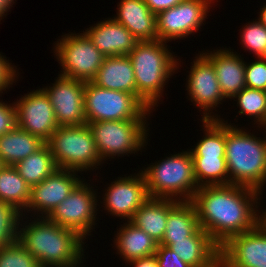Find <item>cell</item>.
I'll return each instance as SVG.
<instances>
[{"mask_svg":"<svg viewBox=\"0 0 266 267\" xmlns=\"http://www.w3.org/2000/svg\"><path fill=\"white\" fill-rule=\"evenodd\" d=\"M160 161L143 169L144 171H139L145 178L148 195L152 198L191 201L200 186L195 178L190 150L171 155Z\"/></svg>","mask_w":266,"mask_h":267,"instance_id":"5","label":"cell"},{"mask_svg":"<svg viewBox=\"0 0 266 267\" xmlns=\"http://www.w3.org/2000/svg\"><path fill=\"white\" fill-rule=\"evenodd\" d=\"M225 49V50H224ZM218 49L215 52L203 53L213 64L222 94L226 98H233L246 87L245 61L231 49ZM242 58V59H240Z\"/></svg>","mask_w":266,"mask_h":267,"instance_id":"20","label":"cell"},{"mask_svg":"<svg viewBox=\"0 0 266 267\" xmlns=\"http://www.w3.org/2000/svg\"><path fill=\"white\" fill-rule=\"evenodd\" d=\"M0 267H41L19 243L0 248Z\"/></svg>","mask_w":266,"mask_h":267,"instance_id":"34","label":"cell"},{"mask_svg":"<svg viewBox=\"0 0 266 267\" xmlns=\"http://www.w3.org/2000/svg\"><path fill=\"white\" fill-rule=\"evenodd\" d=\"M33 219L28 225L20 224L23 227L19 226L18 242L41 267H79L83 263L85 238L47 217Z\"/></svg>","mask_w":266,"mask_h":267,"instance_id":"2","label":"cell"},{"mask_svg":"<svg viewBox=\"0 0 266 267\" xmlns=\"http://www.w3.org/2000/svg\"><path fill=\"white\" fill-rule=\"evenodd\" d=\"M84 33L105 57L128 55L139 42L113 18L94 24Z\"/></svg>","mask_w":266,"mask_h":267,"instance_id":"19","label":"cell"},{"mask_svg":"<svg viewBox=\"0 0 266 267\" xmlns=\"http://www.w3.org/2000/svg\"><path fill=\"white\" fill-rule=\"evenodd\" d=\"M166 43L161 40L141 41L128 54L134 70L137 97L150 110L159 103L164 85L179 68L177 56L172 55Z\"/></svg>","mask_w":266,"mask_h":267,"instance_id":"4","label":"cell"},{"mask_svg":"<svg viewBox=\"0 0 266 267\" xmlns=\"http://www.w3.org/2000/svg\"><path fill=\"white\" fill-rule=\"evenodd\" d=\"M15 1L14 0H0V20L3 18V16L6 15L5 13L9 11L8 9L11 8V6L14 4Z\"/></svg>","mask_w":266,"mask_h":267,"instance_id":"41","label":"cell"},{"mask_svg":"<svg viewBox=\"0 0 266 267\" xmlns=\"http://www.w3.org/2000/svg\"><path fill=\"white\" fill-rule=\"evenodd\" d=\"M63 36L54 47L56 58L63 68L59 75L91 82L97 75L105 56L84 31L78 35L71 33Z\"/></svg>","mask_w":266,"mask_h":267,"instance_id":"9","label":"cell"},{"mask_svg":"<svg viewBox=\"0 0 266 267\" xmlns=\"http://www.w3.org/2000/svg\"><path fill=\"white\" fill-rule=\"evenodd\" d=\"M159 244L169 247L191 267H220V246L201 228L188 240Z\"/></svg>","mask_w":266,"mask_h":267,"instance_id":"18","label":"cell"},{"mask_svg":"<svg viewBox=\"0 0 266 267\" xmlns=\"http://www.w3.org/2000/svg\"><path fill=\"white\" fill-rule=\"evenodd\" d=\"M222 121L225 123V158L230 184L262 193L266 184V137L261 139Z\"/></svg>","mask_w":266,"mask_h":267,"instance_id":"3","label":"cell"},{"mask_svg":"<svg viewBox=\"0 0 266 267\" xmlns=\"http://www.w3.org/2000/svg\"><path fill=\"white\" fill-rule=\"evenodd\" d=\"M46 143L58 169L82 172L104 163L87 124L58 126Z\"/></svg>","mask_w":266,"mask_h":267,"instance_id":"6","label":"cell"},{"mask_svg":"<svg viewBox=\"0 0 266 267\" xmlns=\"http://www.w3.org/2000/svg\"><path fill=\"white\" fill-rule=\"evenodd\" d=\"M52 85L42 90L53 106L58 126L86 125L85 82L59 75Z\"/></svg>","mask_w":266,"mask_h":267,"instance_id":"13","label":"cell"},{"mask_svg":"<svg viewBox=\"0 0 266 267\" xmlns=\"http://www.w3.org/2000/svg\"><path fill=\"white\" fill-rule=\"evenodd\" d=\"M261 127L265 128V130H266V121L261 125ZM265 130H264V132H266ZM265 134H266V133H265ZM265 137H266V136H265Z\"/></svg>","mask_w":266,"mask_h":267,"instance_id":"44","label":"cell"},{"mask_svg":"<svg viewBox=\"0 0 266 267\" xmlns=\"http://www.w3.org/2000/svg\"><path fill=\"white\" fill-rule=\"evenodd\" d=\"M220 267H266V226L230 237L220 246Z\"/></svg>","mask_w":266,"mask_h":267,"instance_id":"12","label":"cell"},{"mask_svg":"<svg viewBox=\"0 0 266 267\" xmlns=\"http://www.w3.org/2000/svg\"><path fill=\"white\" fill-rule=\"evenodd\" d=\"M146 120H108L87 123L101 160L135 154L146 146ZM147 129V130H146Z\"/></svg>","mask_w":266,"mask_h":267,"instance_id":"8","label":"cell"},{"mask_svg":"<svg viewBox=\"0 0 266 267\" xmlns=\"http://www.w3.org/2000/svg\"><path fill=\"white\" fill-rule=\"evenodd\" d=\"M75 173L78 174L75 170L57 169L39 184L32 186L24 212H39V217H47L82 181Z\"/></svg>","mask_w":266,"mask_h":267,"instance_id":"16","label":"cell"},{"mask_svg":"<svg viewBox=\"0 0 266 267\" xmlns=\"http://www.w3.org/2000/svg\"><path fill=\"white\" fill-rule=\"evenodd\" d=\"M259 60L245 63L246 87L266 91V57H259Z\"/></svg>","mask_w":266,"mask_h":267,"instance_id":"35","label":"cell"},{"mask_svg":"<svg viewBox=\"0 0 266 267\" xmlns=\"http://www.w3.org/2000/svg\"><path fill=\"white\" fill-rule=\"evenodd\" d=\"M200 228L197 212L190 201H179L170 211L160 243L188 240Z\"/></svg>","mask_w":266,"mask_h":267,"instance_id":"26","label":"cell"},{"mask_svg":"<svg viewBox=\"0 0 266 267\" xmlns=\"http://www.w3.org/2000/svg\"><path fill=\"white\" fill-rule=\"evenodd\" d=\"M87 123L110 120H146L151 110L135 95L109 90L92 81L84 85Z\"/></svg>","mask_w":266,"mask_h":267,"instance_id":"7","label":"cell"},{"mask_svg":"<svg viewBox=\"0 0 266 267\" xmlns=\"http://www.w3.org/2000/svg\"><path fill=\"white\" fill-rule=\"evenodd\" d=\"M92 82L102 88L137 96L134 70L128 55L105 57Z\"/></svg>","mask_w":266,"mask_h":267,"instance_id":"22","label":"cell"},{"mask_svg":"<svg viewBox=\"0 0 266 267\" xmlns=\"http://www.w3.org/2000/svg\"><path fill=\"white\" fill-rule=\"evenodd\" d=\"M258 21L266 28V5L260 10Z\"/></svg>","mask_w":266,"mask_h":267,"instance_id":"42","label":"cell"},{"mask_svg":"<svg viewBox=\"0 0 266 267\" xmlns=\"http://www.w3.org/2000/svg\"><path fill=\"white\" fill-rule=\"evenodd\" d=\"M181 1L182 0H144L145 4L155 15L176 6Z\"/></svg>","mask_w":266,"mask_h":267,"instance_id":"39","label":"cell"},{"mask_svg":"<svg viewBox=\"0 0 266 267\" xmlns=\"http://www.w3.org/2000/svg\"><path fill=\"white\" fill-rule=\"evenodd\" d=\"M114 20L122 24L139 41L158 40L156 15L144 0H121Z\"/></svg>","mask_w":266,"mask_h":267,"instance_id":"21","label":"cell"},{"mask_svg":"<svg viewBox=\"0 0 266 267\" xmlns=\"http://www.w3.org/2000/svg\"><path fill=\"white\" fill-rule=\"evenodd\" d=\"M213 0H182L176 6L156 15L158 40L169 42L186 38L199 30Z\"/></svg>","mask_w":266,"mask_h":267,"instance_id":"11","label":"cell"},{"mask_svg":"<svg viewBox=\"0 0 266 267\" xmlns=\"http://www.w3.org/2000/svg\"><path fill=\"white\" fill-rule=\"evenodd\" d=\"M3 166L2 162H1V159H0V168Z\"/></svg>","mask_w":266,"mask_h":267,"instance_id":"45","label":"cell"},{"mask_svg":"<svg viewBox=\"0 0 266 267\" xmlns=\"http://www.w3.org/2000/svg\"><path fill=\"white\" fill-rule=\"evenodd\" d=\"M17 126L15 105L0 101V136L10 132Z\"/></svg>","mask_w":266,"mask_h":267,"instance_id":"37","label":"cell"},{"mask_svg":"<svg viewBox=\"0 0 266 267\" xmlns=\"http://www.w3.org/2000/svg\"><path fill=\"white\" fill-rule=\"evenodd\" d=\"M197 55L189 72L186 90L193 104L200 110L202 108V120L220 119L217 115L212 116L210 112L211 109L222 104L220 101L225 98L221 92L216 71L213 64L202 53Z\"/></svg>","mask_w":266,"mask_h":267,"instance_id":"15","label":"cell"},{"mask_svg":"<svg viewBox=\"0 0 266 267\" xmlns=\"http://www.w3.org/2000/svg\"><path fill=\"white\" fill-rule=\"evenodd\" d=\"M241 33V43L245 50L254 52L259 57H266V28L259 22L245 25Z\"/></svg>","mask_w":266,"mask_h":267,"instance_id":"33","label":"cell"},{"mask_svg":"<svg viewBox=\"0 0 266 267\" xmlns=\"http://www.w3.org/2000/svg\"><path fill=\"white\" fill-rule=\"evenodd\" d=\"M118 231L115 236L117 237L116 240L114 238L115 247L125 263L155 254L158 243L130 221L124 223Z\"/></svg>","mask_w":266,"mask_h":267,"instance_id":"24","label":"cell"},{"mask_svg":"<svg viewBox=\"0 0 266 267\" xmlns=\"http://www.w3.org/2000/svg\"><path fill=\"white\" fill-rule=\"evenodd\" d=\"M202 122L205 135L190 150L192 157H225V123L222 119H207Z\"/></svg>","mask_w":266,"mask_h":267,"instance_id":"29","label":"cell"},{"mask_svg":"<svg viewBox=\"0 0 266 267\" xmlns=\"http://www.w3.org/2000/svg\"><path fill=\"white\" fill-rule=\"evenodd\" d=\"M31 187L14 166L0 168V200L10 203L23 213L30 200Z\"/></svg>","mask_w":266,"mask_h":267,"instance_id":"28","label":"cell"},{"mask_svg":"<svg viewBox=\"0 0 266 267\" xmlns=\"http://www.w3.org/2000/svg\"><path fill=\"white\" fill-rule=\"evenodd\" d=\"M154 255L158 267H191L183 262L175 252L169 249V247L164 245L158 244Z\"/></svg>","mask_w":266,"mask_h":267,"instance_id":"36","label":"cell"},{"mask_svg":"<svg viewBox=\"0 0 266 267\" xmlns=\"http://www.w3.org/2000/svg\"><path fill=\"white\" fill-rule=\"evenodd\" d=\"M261 223L266 226V209H265V212L263 211L261 215Z\"/></svg>","mask_w":266,"mask_h":267,"instance_id":"43","label":"cell"},{"mask_svg":"<svg viewBox=\"0 0 266 267\" xmlns=\"http://www.w3.org/2000/svg\"><path fill=\"white\" fill-rule=\"evenodd\" d=\"M4 58L6 57L0 54V93H3L6 88L8 89L11 84L13 85L14 81L17 80L15 78L18 77V72L16 73V69H14L16 66H12L9 60Z\"/></svg>","mask_w":266,"mask_h":267,"instance_id":"38","label":"cell"},{"mask_svg":"<svg viewBox=\"0 0 266 267\" xmlns=\"http://www.w3.org/2000/svg\"><path fill=\"white\" fill-rule=\"evenodd\" d=\"M234 98L238 99L240 115L254 117V122H258V126L266 121V91L245 87Z\"/></svg>","mask_w":266,"mask_h":267,"instance_id":"31","label":"cell"},{"mask_svg":"<svg viewBox=\"0 0 266 267\" xmlns=\"http://www.w3.org/2000/svg\"><path fill=\"white\" fill-rule=\"evenodd\" d=\"M17 126L47 142L58 128L54 109L42 89L33 90L14 102Z\"/></svg>","mask_w":266,"mask_h":267,"instance_id":"14","label":"cell"},{"mask_svg":"<svg viewBox=\"0 0 266 267\" xmlns=\"http://www.w3.org/2000/svg\"><path fill=\"white\" fill-rule=\"evenodd\" d=\"M46 142L16 126L0 136V159L3 165L15 166L40 149Z\"/></svg>","mask_w":266,"mask_h":267,"instance_id":"25","label":"cell"},{"mask_svg":"<svg viewBox=\"0 0 266 267\" xmlns=\"http://www.w3.org/2000/svg\"><path fill=\"white\" fill-rule=\"evenodd\" d=\"M261 194L235 184L206 185L198 188L190 202L200 228L222 246L230 237L253 230L261 222L256 209Z\"/></svg>","mask_w":266,"mask_h":267,"instance_id":"1","label":"cell"},{"mask_svg":"<svg viewBox=\"0 0 266 267\" xmlns=\"http://www.w3.org/2000/svg\"><path fill=\"white\" fill-rule=\"evenodd\" d=\"M83 182L84 180L53 209L47 218L61 227L77 231L87 239L86 237L90 235L93 228L92 225L95 226L98 200L93 187Z\"/></svg>","mask_w":266,"mask_h":267,"instance_id":"10","label":"cell"},{"mask_svg":"<svg viewBox=\"0 0 266 267\" xmlns=\"http://www.w3.org/2000/svg\"><path fill=\"white\" fill-rule=\"evenodd\" d=\"M133 176V177H132ZM147 185L143 174L137 173L131 176L118 177L105 192L104 208L110 215L122 217L130 221L135 212L149 198Z\"/></svg>","mask_w":266,"mask_h":267,"instance_id":"17","label":"cell"},{"mask_svg":"<svg viewBox=\"0 0 266 267\" xmlns=\"http://www.w3.org/2000/svg\"><path fill=\"white\" fill-rule=\"evenodd\" d=\"M197 184L228 185L229 173L225 157H192Z\"/></svg>","mask_w":266,"mask_h":267,"instance_id":"30","label":"cell"},{"mask_svg":"<svg viewBox=\"0 0 266 267\" xmlns=\"http://www.w3.org/2000/svg\"><path fill=\"white\" fill-rule=\"evenodd\" d=\"M129 263L135 267H158L155 255L146 258L135 259Z\"/></svg>","mask_w":266,"mask_h":267,"instance_id":"40","label":"cell"},{"mask_svg":"<svg viewBox=\"0 0 266 267\" xmlns=\"http://www.w3.org/2000/svg\"><path fill=\"white\" fill-rule=\"evenodd\" d=\"M22 216L21 211L15 206L0 200V248L18 242L19 224L20 220L23 221Z\"/></svg>","mask_w":266,"mask_h":267,"instance_id":"32","label":"cell"},{"mask_svg":"<svg viewBox=\"0 0 266 267\" xmlns=\"http://www.w3.org/2000/svg\"><path fill=\"white\" fill-rule=\"evenodd\" d=\"M14 167L30 187L39 184L58 169L47 143Z\"/></svg>","mask_w":266,"mask_h":267,"instance_id":"27","label":"cell"},{"mask_svg":"<svg viewBox=\"0 0 266 267\" xmlns=\"http://www.w3.org/2000/svg\"><path fill=\"white\" fill-rule=\"evenodd\" d=\"M178 202L175 199L149 197L130 222L159 244L165 233L169 211Z\"/></svg>","mask_w":266,"mask_h":267,"instance_id":"23","label":"cell"}]
</instances>
